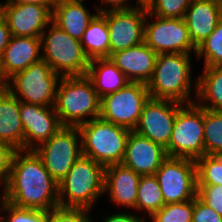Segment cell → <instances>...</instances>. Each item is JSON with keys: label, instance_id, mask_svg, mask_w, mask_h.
Segmentation results:
<instances>
[{"label": "cell", "instance_id": "cell-34", "mask_svg": "<svg viewBox=\"0 0 222 222\" xmlns=\"http://www.w3.org/2000/svg\"><path fill=\"white\" fill-rule=\"evenodd\" d=\"M89 209L58 207L48 212L46 222H92L88 218Z\"/></svg>", "mask_w": 222, "mask_h": 222}, {"label": "cell", "instance_id": "cell-6", "mask_svg": "<svg viewBox=\"0 0 222 222\" xmlns=\"http://www.w3.org/2000/svg\"><path fill=\"white\" fill-rule=\"evenodd\" d=\"M47 35L41 34L42 59L60 77L84 76L90 59L85 54L81 41L71 37L53 22Z\"/></svg>", "mask_w": 222, "mask_h": 222}, {"label": "cell", "instance_id": "cell-14", "mask_svg": "<svg viewBox=\"0 0 222 222\" xmlns=\"http://www.w3.org/2000/svg\"><path fill=\"white\" fill-rule=\"evenodd\" d=\"M183 105L172 100L149 98L133 131L166 148L172 136L176 114Z\"/></svg>", "mask_w": 222, "mask_h": 222}, {"label": "cell", "instance_id": "cell-23", "mask_svg": "<svg viewBox=\"0 0 222 222\" xmlns=\"http://www.w3.org/2000/svg\"><path fill=\"white\" fill-rule=\"evenodd\" d=\"M0 142L24 150V127L20 115V101L10 91L0 92Z\"/></svg>", "mask_w": 222, "mask_h": 222}, {"label": "cell", "instance_id": "cell-32", "mask_svg": "<svg viewBox=\"0 0 222 222\" xmlns=\"http://www.w3.org/2000/svg\"><path fill=\"white\" fill-rule=\"evenodd\" d=\"M191 0H150L146 5L148 16L183 18Z\"/></svg>", "mask_w": 222, "mask_h": 222}, {"label": "cell", "instance_id": "cell-10", "mask_svg": "<svg viewBox=\"0 0 222 222\" xmlns=\"http://www.w3.org/2000/svg\"><path fill=\"white\" fill-rule=\"evenodd\" d=\"M149 98L146 83L130 82L122 89L101 98L100 117L133 131Z\"/></svg>", "mask_w": 222, "mask_h": 222}, {"label": "cell", "instance_id": "cell-15", "mask_svg": "<svg viewBox=\"0 0 222 222\" xmlns=\"http://www.w3.org/2000/svg\"><path fill=\"white\" fill-rule=\"evenodd\" d=\"M20 115L24 127L25 151L35 148L34 141L43 143L50 140L63 127L54 107L20 101Z\"/></svg>", "mask_w": 222, "mask_h": 222}, {"label": "cell", "instance_id": "cell-22", "mask_svg": "<svg viewBox=\"0 0 222 222\" xmlns=\"http://www.w3.org/2000/svg\"><path fill=\"white\" fill-rule=\"evenodd\" d=\"M83 0H58L52 9V22L73 38L81 40L90 22L97 15L90 14Z\"/></svg>", "mask_w": 222, "mask_h": 222}, {"label": "cell", "instance_id": "cell-18", "mask_svg": "<svg viewBox=\"0 0 222 222\" xmlns=\"http://www.w3.org/2000/svg\"><path fill=\"white\" fill-rule=\"evenodd\" d=\"M157 55L143 42L117 51L109 58L131 82L147 84L153 75Z\"/></svg>", "mask_w": 222, "mask_h": 222}, {"label": "cell", "instance_id": "cell-13", "mask_svg": "<svg viewBox=\"0 0 222 222\" xmlns=\"http://www.w3.org/2000/svg\"><path fill=\"white\" fill-rule=\"evenodd\" d=\"M144 26V43L157 54H189L197 47L193 44L183 18H161Z\"/></svg>", "mask_w": 222, "mask_h": 222}, {"label": "cell", "instance_id": "cell-9", "mask_svg": "<svg viewBox=\"0 0 222 222\" xmlns=\"http://www.w3.org/2000/svg\"><path fill=\"white\" fill-rule=\"evenodd\" d=\"M76 126H63L50 140L35 145L33 149L41 158L44 167L59 184L74 163L82 156L81 135ZM80 145H79V144Z\"/></svg>", "mask_w": 222, "mask_h": 222}, {"label": "cell", "instance_id": "cell-37", "mask_svg": "<svg viewBox=\"0 0 222 222\" xmlns=\"http://www.w3.org/2000/svg\"><path fill=\"white\" fill-rule=\"evenodd\" d=\"M15 149L10 144L0 142V183L6 184L11 173Z\"/></svg>", "mask_w": 222, "mask_h": 222}, {"label": "cell", "instance_id": "cell-7", "mask_svg": "<svg viewBox=\"0 0 222 222\" xmlns=\"http://www.w3.org/2000/svg\"><path fill=\"white\" fill-rule=\"evenodd\" d=\"M60 78L51 66L41 59L10 77L12 83H9L8 91L19 101L54 107L57 83ZM19 94L22 98L18 96Z\"/></svg>", "mask_w": 222, "mask_h": 222}, {"label": "cell", "instance_id": "cell-5", "mask_svg": "<svg viewBox=\"0 0 222 222\" xmlns=\"http://www.w3.org/2000/svg\"><path fill=\"white\" fill-rule=\"evenodd\" d=\"M82 155L104 167L121 164L131 130L97 117L78 126Z\"/></svg>", "mask_w": 222, "mask_h": 222}, {"label": "cell", "instance_id": "cell-35", "mask_svg": "<svg viewBox=\"0 0 222 222\" xmlns=\"http://www.w3.org/2000/svg\"><path fill=\"white\" fill-rule=\"evenodd\" d=\"M197 196L222 216V186L197 185Z\"/></svg>", "mask_w": 222, "mask_h": 222}, {"label": "cell", "instance_id": "cell-4", "mask_svg": "<svg viewBox=\"0 0 222 222\" xmlns=\"http://www.w3.org/2000/svg\"><path fill=\"white\" fill-rule=\"evenodd\" d=\"M190 54H158L151 79L147 82L150 98L172 100L182 104L190 99ZM189 98V99H188Z\"/></svg>", "mask_w": 222, "mask_h": 222}, {"label": "cell", "instance_id": "cell-1", "mask_svg": "<svg viewBox=\"0 0 222 222\" xmlns=\"http://www.w3.org/2000/svg\"><path fill=\"white\" fill-rule=\"evenodd\" d=\"M26 152H15L2 199L20 208L47 212L58 208V184L35 151ZM23 153L25 155H22Z\"/></svg>", "mask_w": 222, "mask_h": 222}, {"label": "cell", "instance_id": "cell-28", "mask_svg": "<svg viewBox=\"0 0 222 222\" xmlns=\"http://www.w3.org/2000/svg\"><path fill=\"white\" fill-rule=\"evenodd\" d=\"M204 149L206 155H222V111L204 109Z\"/></svg>", "mask_w": 222, "mask_h": 222}, {"label": "cell", "instance_id": "cell-27", "mask_svg": "<svg viewBox=\"0 0 222 222\" xmlns=\"http://www.w3.org/2000/svg\"><path fill=\"white\" fill-rule=\"evenodd\" d=\"M165 205L161 188L154 175L141 176L135 209L145 210L150 217Z\"/></svg>", "mask_w": 222, "mask_h": 222}, {"label": "cell", "instance_id": "cell-3", "mask_svg": "<svg viewBox=\"0 0 222 222\" xmlns=\"http://www.w3.org/2000/svg\"><path fill=\"white\" fill-rule=\"evenodd\" d=\"M57 86L54 108L63 126L78 127L100 117L101 99L86 75L61 77Z\"/></svg>", "mask_w": 222, "mask_h": 222}, {"label": "cell", "instance_id": "cell-20", "mask_svg": "<svg viewBox=\"0 0 222 222\" xmlns=\"http://www.w3.org/2000/svg\"><path fill=\"white\" fill-rule=\"evenodd\" d=\"M140 175L122 164L105 167L104 192H108L111 201L135 208Z\"/></svg>", "mask_w": 222, "mask_h": 222}, {"label": "cell", "instance_id": "cell-45", "mask_svg": "<svg viewBox=\"0 0 222 222\" xmlns=\"http://www.w3.org/2000/svg\"><path fill=\"white\" fill-rule=\"evenodd\" d=\"M218 1H219V7H220L221 16H222V0H218Z\"/></svg>", "mask_w": 222, "mask_h": 222}, {"label": "cell", "instance_id": "cell-11", "mask_svg": "<svg viewBox=\"0 0 222 222\" xmlns=\"http://www.w3.org/2000/svg\"><path fill=\"white\" fill-rule=\"evenodd\" d=\"M165 204L193 200L197 196L196 161L167 157L154 174Z\"/></svg>", "mask_w": 222, "mask_h": 222}, {"label": "cell", "instance_id": "cell-33", "mask_svg": "<svg viewBox=\"0 0 222 222\" xmlns=\"http://www.w3.org/2000/svg\"><path fill=\"white\" fill-rule=\"evenodd\" d=\"M2 211H8V220L5 222H46L48 212L44 210L20 208L2 199ZM5 217L0 218L3 222Z\"/></svg>", "mask_w": 222, "mask_h": 222}, {"label": "cell", "instance_id": "cell-8", "mask_svg": "<svg viewBox=\"0 0 222 222\" xmlns=\"http://www.w3.org/2000/svg\"><path fill=\"white\" fill-rule=\"evenodd\" d=\"M178 110L172 136L165 148L167 156L197 160L206 155L204 149V108L196 103Z\"/></svg>", "mask_w": 222, "mask_h": 222}, {"label": "cell", "instance_id": "cell-41", "mask_svg": "<svg viewBox=\"0 0 222 222\" xmlns=\"http://www.w3.org/2000/svg\"><path fill=\"white\" fill-rule=\"evenodd\" d=\"M102 3L110 4L112 7L109 8V10H119V9H129L133 8V6L125 5L128 0H101Z\"/></svg>", "mask_w": 222, "mask_h": 222}, {"label": "cell", "instance_id": "cell-31", "mask_svg": "<svg viewBox=\"0 0 222 222\" xmlns=\"http://www.w3.org/2000/svg\"><path fill=\"white\" fill-rule=\"evenodd\" d=\"M194 199L180 203L165 204L151 216L153 222H192Z\"/></svg>", "mask_w": 222, "mask_h": 222}, {"label": "cell", "instance_id": "cell-21", "mask_svg": "<svg viewBox=\"0 0 222 222\" xmlns=\"http://www.w3.org/2000/svg\"><path fill=\"white\" fill-rule=\"evenodd\" d=\"M41 49L40 37L12 36L1 55L3 70L8 79L41 60Z\"/></svg>", "mask_w": 222, "mask_h": 222}, {"label": "cell", "instance_id": "cell-39", "mask_svg": "<svg viewBox=\"0 0 222 222\" xmlns=\"http://www.w3.org/2000/svg\"><path fill=\"white\" fill-rule=\"evenodd\" d=\"M104 222H144V219L140 217H136L135 215L131 216L129 214L125 213H118V214H113L107 217Z\"/></svg>", "mask_w": 222, "mask_h": 222}, {"label": "cell", "instance_id": "cell-16", "mask_svg": "<svg viewBox=\"0 0 222 222\" xmlns=\"http://www.w3.org/2000/svg\"><path fill=\"white\" fill-rule=\"evenodd\" d=\"M4 19L12 36L41 37L52 22V9L40 4H6Z\"/></svg>", "mask_w": 222, "mask_h": 222}, {"label": "cell", "instance_id": "cell-19", "mask_svg": "<svg viewBox=\"0 0 222 222\" xmlns=\"http://www.w3.org/2000/svg\"><path fill=\"white\" fill-rule=\"evenodd\" d=\"M183 20L187 25L190 38L197 47L222 20L218 0H191Z\"/></svg>", "mask_w": 222, "mask_h": 222}, {"label": "cell", "instance_id": "cell-43", "mask_svg": "<svg viewBox=\"0 0 222 222\" xmlns=\"http://www.w3.org/2000/svg\"><path fill=\"white\" fill-rule=\"evenodd\" d=\"M5 6H6V4L5 5H1V3H0V22L2 21V20H4V17H5Z\"/></svg>", "mask_w": 222, "mask_h": 222}, {"label": "cell", "instance_id": "cell-17", "mask_svg": "<svg viewBox=\"0 0 222 222\" xmlns=\"http://www.w3.org/2000/svg\"><path fill=\"white\" fill-rule=\"evenodd\" d=\"M167 157L166 150L162 145L131 131L121 164L140 176L154 175Z\"/></svg>", "mask_w": 222, "mask_h": 222}, {"label": "cell", "instance_id": "cell-36", "mask_svg": "<svg viewBox=\"0 0 222 222\" xmlns=\"http://www.w3.org/2000/svg\"><path fill=\"white\" fill-rule=\"evenodd\" d=\"M192 222H222V216L196 196Z\"/></svg>", "mask_w": 222, "mask_h": 222}, {"label": "cell", "instance_id": "cell-42", "mask_svg": "<svg viewBox=\"0 0 222 222\" xmlns=\"http://www.w3.org/2000/svg\"><path fill=\"white\" fill-rule=\"evenodd\" d=\"M9 86V79L5 75L2 62H1V57H0V92L4 90H8Z\"/></svg>", "mask_w": 222, "mask_h": 222}, {"label": "cell", "instance_id": "cell-26", "mask_svg": "<svg viewBox=\"0 0 222 222\" xmlns=\"http://www.w3.org/2000/svg\"><path fill=\"white\" fill-rule=\"evenodd\" d=\"M80 41L85 54L90 60L109 58L110 42L108 25L106 18L101 13L97 12V15L90 22Z\"/></svg>", "mask_w": 222, "mask_h": 222}, {"label": "cell", "instance_id": "cell-30", "mask_svg": "<svg viewBox=\"0 0 222 222\" xmlns=\"http://www.w3.org/2000/svg\"><path fill=\"white\" fill-rule=\"evenodd\" d=\"M197 185L222 186V155H204L196 160Z\"/></svg>", "mask_w": 222, "mask_h": 222}, {"label": "cell", "instance_id": "cell-38", "mask_svg": "<svg viewBox=\"0 0 222 222\" xmlns=\"http://www.w3.org/2000/svg\"><path fill=\"white\" fill-rule=\"evenodd\" d=\"M11 37L12 35L9 30L8 24L6 20L4 19L0 22V57L3 51L5 50V48L7 47Z\"/></svg>", "mask_w": 222, "mask_h": 222}, {"label": "cell", "instance_id": "cell-29", "mask_svg": "<svg viewBox=\"0 0 222 222\" xmlns=\"http://www.w3.org/2000/svg\"><path fill=\"white\" fill-rule=\"evenodd\" d=\"M197 58L205 57V67L222 66V20L196 50Z\"/></svg>", "mask_w": 222, "mask_h": 222}, {"label": "cell", "instance_id": "cell-2", "mask_svg": "<svg viewBox=\"0 0 222 222\" xmlns=\"http://www.w3.org/2000/svg\"><path fill=\"white\" fill-rule=\"evenodd\" d=\"M104 183L105 167L82 155L58 184L59 207L91 210Z\"/></svg>", "mask_w": 222, "mask_h": 222}, {"label": "cell", "instance_id": "cell-12", "mask_svg": "<svg viewBox=\"0 0 222 222\" xmlns=\"http://www.w3.org/2000/svg\"><path fill=\"white\" fill-rule=\"evenodd\" d=\"M137 7L119 10L97 8L108 25L110 55L144 42V26L149 16L146 5Z\"/></svg>", "mask_w": 222, "mask_h": 222}, {"label": "cell", "instance_id": "cell-24", "mask_svg": "<svg viewBox=\"0 0 222 222\" xmlns=\"http://www.w3.org/2000/svg\"><path fill=\"white\" fill-rule=\"evenodd\" d=\"M86 76L92 81L100 99L122 89L131 82L110 58L90 60Z\"/></svg>", "mask_w": 222, "mask_h": 222}, {"label": "cell", "instance_id": "cell-44", "mask_svg": "<svg viewBox=\"0 0 222 222\" xmlns=\"http://www.w3.org/2000/svg\"><path fill=\"white\" fill-rule=\"evenodd\" d=\"M137 1H138L137 5H147L150 0H137Z\"/></svg>", "mask_w": 222, "mask_h": 222}, {"label": "cell", "instance_id": "cell-25", "mask_svg": "<svg viewBox=\"0 0 222 222\" xmlns=\"http://www.w3.org/2000/svg\"><path fill=\"white\" fill-rule=\"evenodd\" d=\"M204 70L196 80L195 93L196 97L206 104L195 103L204 109L222 111V66L206 67ZM207 103H210V106Z\"/></svg>", "mask_w": 222, "mask_h": 222}, {"label": "cell", "instance_id": "cell-40", "mask_svg": "<svg viewBox=\"0 0 222 222\" xmlns=\"http://www.w3.org/2000/svg\"><path fill=\"white\" fill-rule=\"evenodd\" d=\"M58 0H7L5 4H40L54 8Z\"/></svg>", "mask_w": 222, "mask_h": 222}]
</instances>
